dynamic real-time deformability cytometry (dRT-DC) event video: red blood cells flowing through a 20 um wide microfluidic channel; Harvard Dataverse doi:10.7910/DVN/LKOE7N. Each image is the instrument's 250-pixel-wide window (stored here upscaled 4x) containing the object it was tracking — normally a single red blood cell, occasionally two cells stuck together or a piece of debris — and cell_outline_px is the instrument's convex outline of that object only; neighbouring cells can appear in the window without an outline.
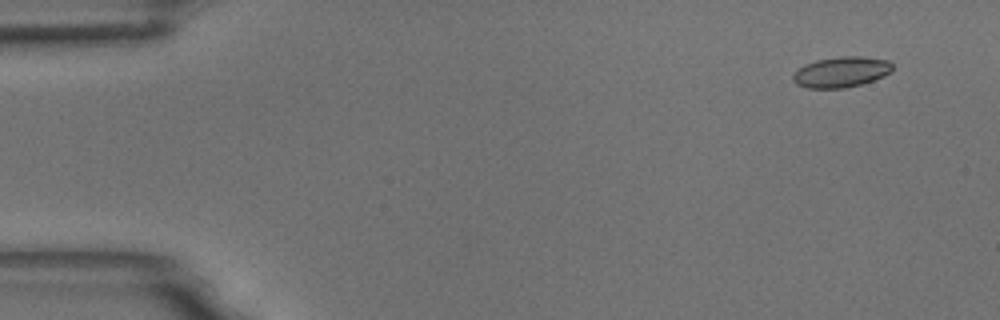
{"species": "common noctule bat (a hibernating species)", "species_latin": "Nyctalus noctula", "temperature_condition": "room temperature", "stored_images_in_passage": 6, "camera_frame_rate_fps": 3000, "um_per_image_px": 0.085, "animal": {"sex": "male", "body_mass_g": 18.8}, "frame": {"image": 1, "passage_image": 1, "time_ms": 0.0, "image_size_px": [1000, 320], "cell_outline_px": [[892, 68], [884, 76], [860, 84], [844, 88], [808, 88], [796, 84], [792, 80], [792, 76], [804, 64], [816, 60], [840, 56], [860, 56], [888, 60], [892, 64]], "centroid_in_image_um": [71.47, 6.11], "position_along_channel_um": 13.5, "area_um2": 17.57}}
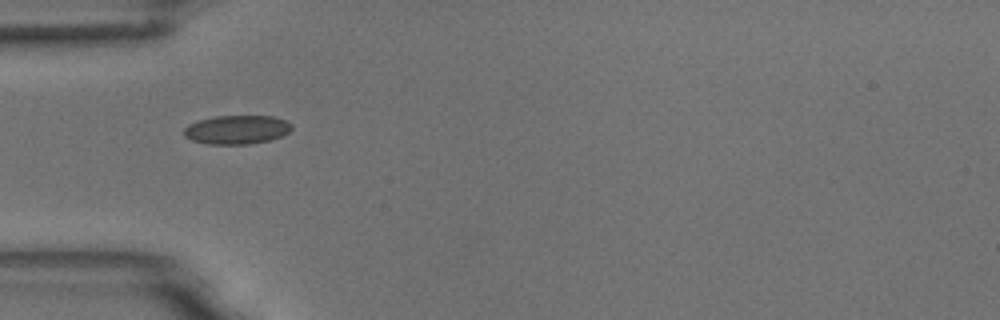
{"frame": {"image": 2, "passage_image": 5, "time_ms": 1.333, "image_size_px": [1000, 320], "cell_outline_px": [[292, 128], [288, 132], [280, 136], [268, 140], [248, 144], [208, 144], [192, 140], [184, 136], [184, 128], [188, 124], [200, 120], [216, 116], [272, 116], [284, 120], [292, 124]], "centroid_in_image_um": [20.11, 11.02], "position_along_channel_um": 64.9, "area_um2": 17.92}}